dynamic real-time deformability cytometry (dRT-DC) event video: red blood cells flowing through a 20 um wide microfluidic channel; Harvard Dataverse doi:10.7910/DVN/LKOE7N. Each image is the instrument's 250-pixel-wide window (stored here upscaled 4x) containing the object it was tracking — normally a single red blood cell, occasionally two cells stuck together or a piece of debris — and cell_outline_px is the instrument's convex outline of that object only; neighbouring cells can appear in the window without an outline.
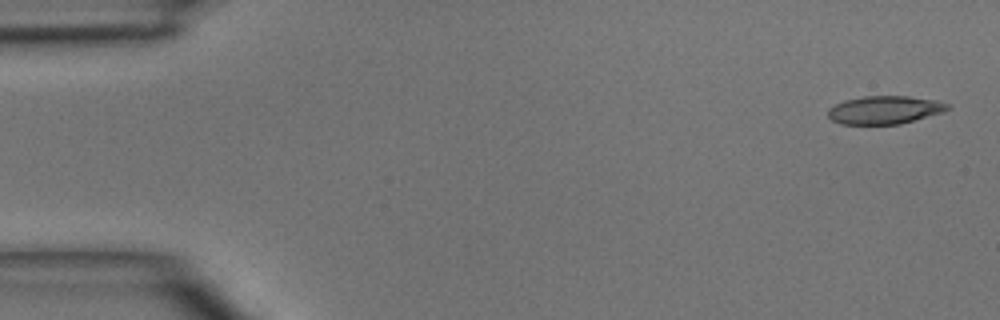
{"species": "common noctule bat (a hibernating species)", "species_latin": "Nyctalus noctula", "temperature_condition": "room temperature", "stored_images_in_passage": 43, "camera_frame_rate_fps": 3000, "um_per_image_px": 0.085, "animal": {"sex": "male", "body_mass_g": 15.6}, "frame": {"image": 1, "passage_image": 1, "time_ms": 0.0, "image_size_px": [1000, 320], "cell_outline_px": [[952, 108], [944, 112], [900, 124], [840, 124], [832, 120], [828, 116], [828, 108], [844, 100], [864, 96], [908, 96], [936, 100], [948, 104]], "centroid_in_image_um": [75.21, 9.34], "position_along_channel_um": 9.8, "area_um2": 19.65}}
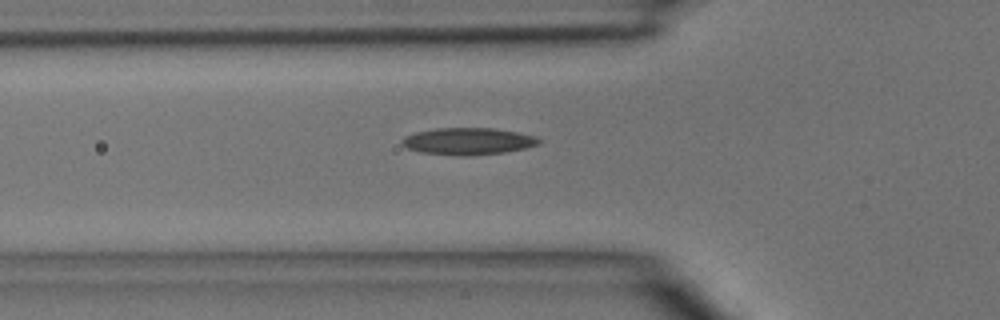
{"frame": {"image": 2, "passage_image": 15, "time_ms": 4.667, "image_size_px": [1000, 320], "cell_outline_px": [[540, 144], [524, 148], [504, 152], [468, 156], [456, 156], [420, 152], [408, 148], [400, 144], [400, 140], [404, 136], [416, 132], [436, 128], [492, 128], [516, 132], [536, 136], [540, 140]], "centroid_in_image_um": [39.74, 12.01], "position_along_channel_um": 86.1, "area_um2": 21.56}}
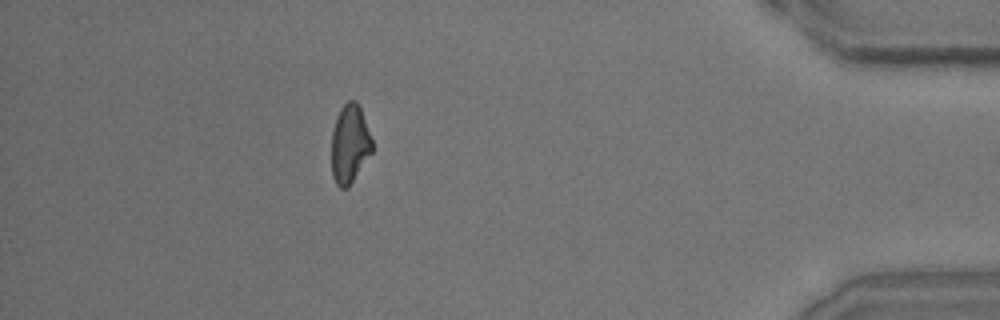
{"frame": {"image": 3, "passage_image": 41, "time_ms": 13.333, "image_size_px": [1000, 320], "cell_outline_px": [[372, 152], [348, 188], [340, 188], [336, 184], [332, 176], [332, 132], [336, 116], [340, 108], [348, 100], [356, 100], [360, 108], [372, 140]], "centroid_in_image_um": [29.71, 12.24], "position_along_channel_um": 405.5, "area_um2": 18.55}}